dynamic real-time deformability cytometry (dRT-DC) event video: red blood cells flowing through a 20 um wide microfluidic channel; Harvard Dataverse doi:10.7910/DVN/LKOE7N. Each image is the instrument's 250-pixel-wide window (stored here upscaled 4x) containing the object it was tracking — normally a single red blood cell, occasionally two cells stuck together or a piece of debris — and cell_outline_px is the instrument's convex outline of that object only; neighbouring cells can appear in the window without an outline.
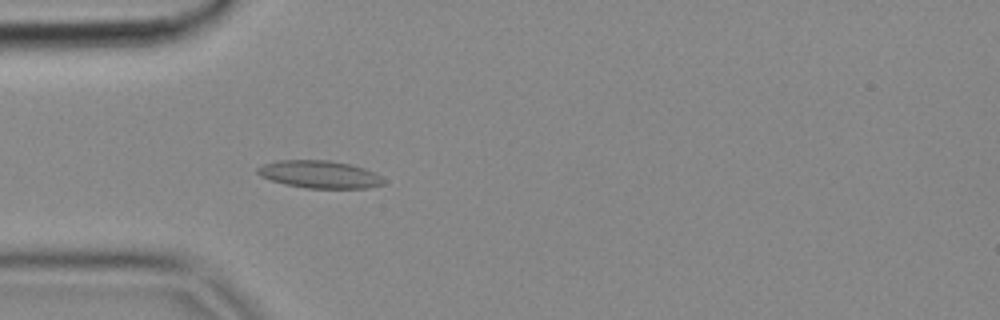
{"species": "common noctule bat (a hibernating species)", "species_latin": "Nyctalus noctula", "temperature_condition": "cold", "stored_images_in_passage": 4, "camera_frame_rate_fps": 3000, "um_per_image_px": 0.085, "animal": {"sex": "female", "body_mass_g": 18.4}, "frame": {"image": 1, "passage_image": 4, "time_ms": 1.0, "image_size_px": [1000, 320], "cell_outline_px": [[384, 184], [368, 188], [308, 188], [284, 184], [260, 176], [256, 172], [256, 168], [264, 164], [276, 160], [328, 160], [352, 164], [364, 168], [380, 176], [384, 180]], "centroid_in_image_um": [27.14, 14.81], "position_along_channel_um": 57.9, "area_um2": 20.23}}